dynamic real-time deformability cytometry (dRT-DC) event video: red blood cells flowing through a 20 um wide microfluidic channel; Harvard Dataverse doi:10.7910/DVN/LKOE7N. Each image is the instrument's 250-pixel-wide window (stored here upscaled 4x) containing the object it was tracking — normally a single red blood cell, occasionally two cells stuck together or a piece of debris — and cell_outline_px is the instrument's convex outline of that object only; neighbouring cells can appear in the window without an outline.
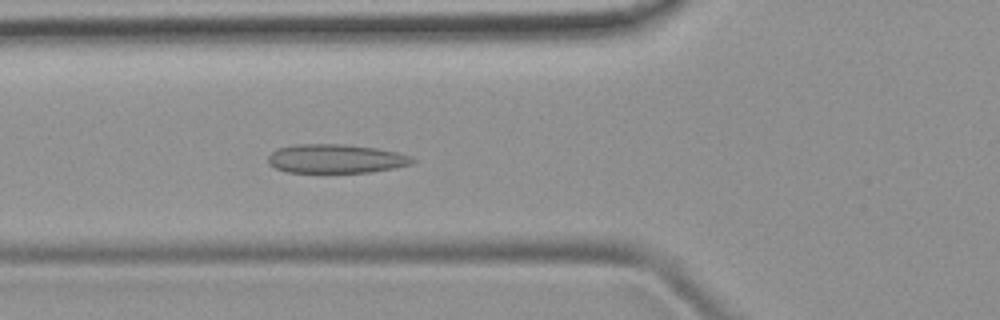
{"species": "common noctule bat (a hibernating species)", "species_latin": "Nyctalus noctula", "temperature_condition": "room temperature", "stored_images_in_passage": 30, "camera_frame_rate_fps": 3000, "um_per_image_px": 0.085, "animal": {"sex": "female", "body_mass_g": 19.9}, "frame": {"image": 1, "passage_image": 5, "time_ms": 1.333, "image_size_px": [1000, 320], "cell_outline_px": [[416, 160], [412, 164], [392, 168], [368, 172], [288, 172], [276, 168], [268, 164], [268, 156], [276, 148], [292, 144], [340, 144], [376, 148], [400, 152], [412, 156]], "centroid_in_image_um": [28.54, 13.48], "position_along_channel_um": 97.3, "area_um2": 24.39}}
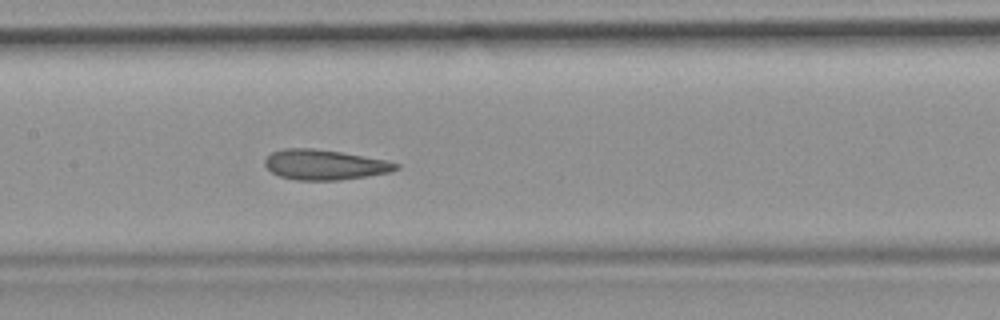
{"frame": {"image": 2, "passage_image": 11, "time_ms": 3.333, "image_size_px": [1000, 320], "cell_outline_px": [[400, 168], [392, 172], [368, 176], [336, 180], [296, 180], [280, 176], [272, 172], [264, 164], [264, 160], [272, 152], [284, 148], [312, 148], [340, 152], [384, 160], [400, 164]], "centroid_in_image_um": [27.59, 14.0], "position_along_channel_um": 179.8, "area_um2": 22.89}}
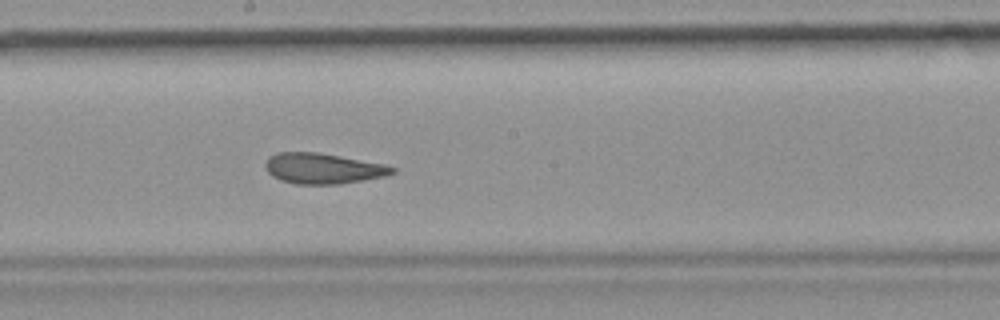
{"frame": {"image": 3, "passage_image": 14, "time_ms": 4.333, "image_size_px": [1000, 320], "cell_outline_px": [[396, 172], [384, 176], [340, 184], [296, 184], [280, 180], [272, 176], [268, 172], [264, 164], [268, 156], [276, 152], [316, 152], [384, 164], [396, 168]], "centroid_in_image_um": [27.41, 14.32], "position_along_channel_um": 220.8, "area_um2": 22.54}}